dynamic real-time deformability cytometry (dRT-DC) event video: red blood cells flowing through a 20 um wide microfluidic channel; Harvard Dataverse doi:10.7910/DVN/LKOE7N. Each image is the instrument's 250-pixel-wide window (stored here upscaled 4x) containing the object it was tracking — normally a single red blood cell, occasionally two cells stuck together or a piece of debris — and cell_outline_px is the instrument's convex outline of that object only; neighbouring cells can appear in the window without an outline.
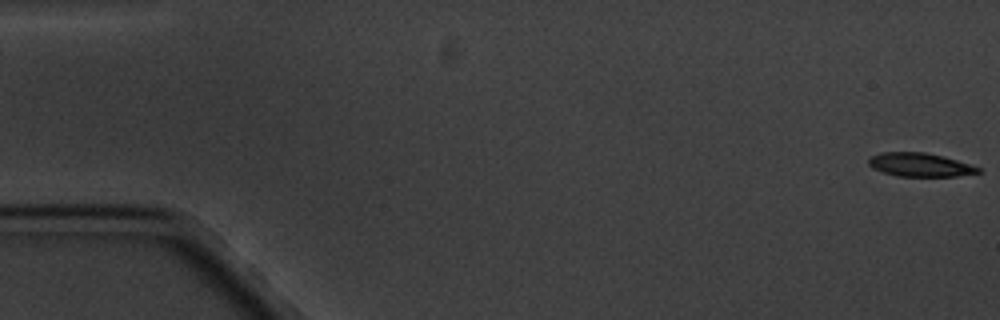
{"species": "common noctule bat (a hibernating species)", "species_latin": "Nyctalus noctula", "temperature_condition": "cold", "stored_images_in_passage": 8, "camera_frame_rate_fps": 3000, "um_per_image_px": 0.085, "animal": {"sex": "male", "body_mass_g": 20.1, "forearm_length_mm": 53.5}, "frame": {"image": 1, "passage_image": 1, "time_ms": 0.0, "image_size_px": [1000, 320], "cell_outline_px": [[984, 172], [956, 176], [896, 176], [872, 168], [868, 164], [868, 160], [872, 156], [880, 152], [924, 152], [944, 156], [980, 168]], "centroid_in_image_um": [78.19, 14.0], "position_along_channel_um": 6.8, "area_um2": 15.03}}
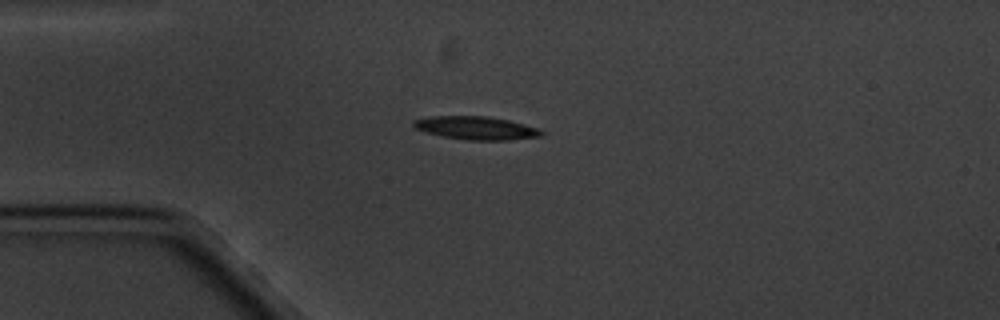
{"frame": {"image": 2, "passage_image": 5, "time_ms": 4.667, "image_size_px": [1000, 320], "cell_outline_px": [[544, 132], [540, 136], [508, 140], [468, 140], [444, 136], [424, 132], [416, 128], [412, 124], [412, 120], [428, 116], [488, 116], [508, 120], [540, 128]], "centroid_in_image_um": [40.45, 10.87], "position_along_channel_um": 44.5, "area_um2": 17.28}}